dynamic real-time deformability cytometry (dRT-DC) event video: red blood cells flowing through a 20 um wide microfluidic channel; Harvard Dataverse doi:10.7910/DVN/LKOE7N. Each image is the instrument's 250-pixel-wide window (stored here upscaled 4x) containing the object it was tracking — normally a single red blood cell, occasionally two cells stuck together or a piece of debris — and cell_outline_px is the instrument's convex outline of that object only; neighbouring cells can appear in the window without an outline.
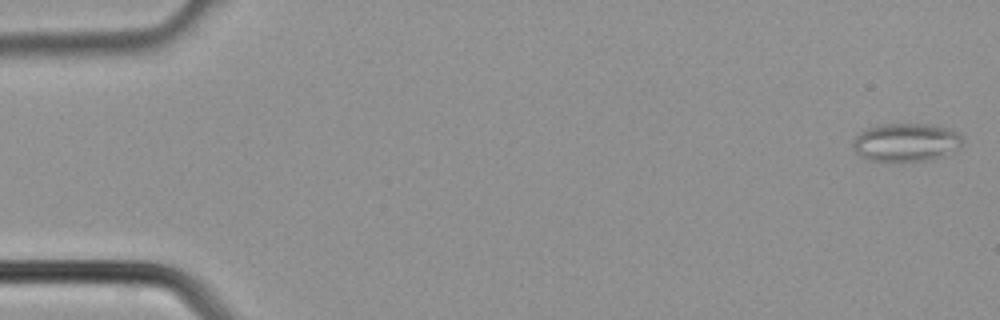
{"species": "common noctule bat (a hibernating species)", "species_latin": "Nyctalus noctula", "temperature_condition": "cold", "stored_images_in_passage": 4, "camera_frame_rate_fps": 3000, "um_per_image_px": 0.085, "animal": {"sex": "male", "body_mass_g": 21.5, "forearm_length_mm": 52.0}, "frame": {"image": 1, "passage_image": 1, "time_ms": 0.0, "image_size_px": [1000, 320], "cell_outline_px": [[964, 140], [960, 144], [940, 156], [932, 160], [900, 164], [896, 164], [864, 160], [856, 152], [852, 144], [852, 140], [860, 132], [868, 128], [884, 124], [932, 124], [952, 128], [960, 132]], "centroid_in_image_um": [76.97, 12.13], "position_along_channel_um": 8.0, "area_um2": 25.26}}